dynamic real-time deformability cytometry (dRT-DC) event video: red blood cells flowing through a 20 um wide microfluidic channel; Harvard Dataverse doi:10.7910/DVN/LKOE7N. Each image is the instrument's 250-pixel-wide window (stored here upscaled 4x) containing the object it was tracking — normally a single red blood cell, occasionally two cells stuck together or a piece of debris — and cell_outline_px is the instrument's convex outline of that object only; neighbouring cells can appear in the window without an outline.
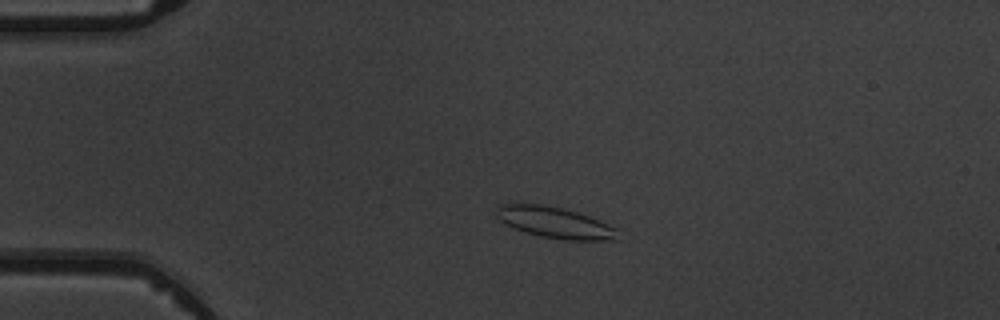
{"species": "common noctule bat (a hibernating species)", "species_latin": "Nyctalus noctula", "temperature_condition": "warm", "stored_images_in_passage": 3, "camera_frame_rate_fps": 3000, "um_per_image_px": 0.085, "animal": {"sex": "male", "body_mass_g": 19.5, "forearm_length_mm": 54.6}, "frame": {"image": 1, "passage_image": 2, "time_ms": 1.333, "image_size_px": [1000, 320], "cell_outline_px": [[620, 240], [560, 240], [540, 236], [524, 232], [500, 220], [496, 216], [496, 208], [500, 204], [544, 204], [576, 212], [588, 216], [620, 228]], "centroid_in_image_um": [47.25, 18.94], "position_along_channel_um": 37.8, "area_um2": 22.2}}